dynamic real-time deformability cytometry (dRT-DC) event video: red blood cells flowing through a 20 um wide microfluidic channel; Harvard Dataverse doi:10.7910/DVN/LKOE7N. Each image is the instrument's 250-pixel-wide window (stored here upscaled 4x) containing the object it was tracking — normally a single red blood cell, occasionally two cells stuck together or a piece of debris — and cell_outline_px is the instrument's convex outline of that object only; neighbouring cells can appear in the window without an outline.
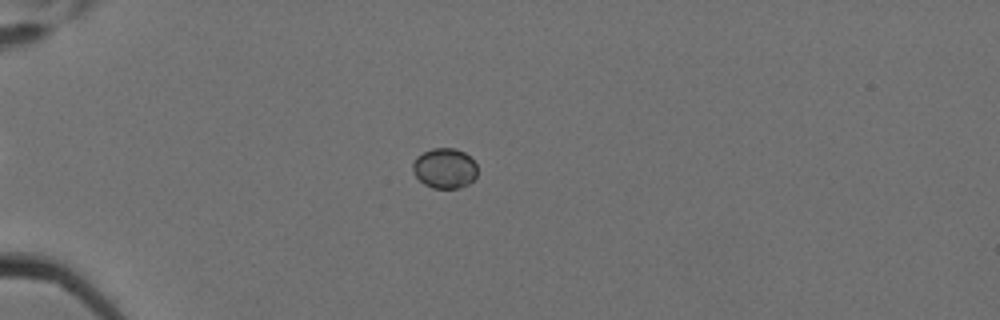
{"species": "Egyptian fruit bat (a non-hibernating species)", "species_latin": "Rousettus aegyptiacus", "temperature_condition": "cold", "stored_images_in_passage": 6, "camera_frame_rate_fps": 3000, "um_per_image_px": 0.085, "animal": {"sex": "female"}, "frame": {"image": 1, "passage_image": 4, "time_ms": 1.0, "image_size_px": [1000, 320], "cell_outline_px": [[476, 176], [468, 184], [460, 188], [432, 188], [424, 184], [412, 172], [412, 164], [416, 156], [432, 148], [456, 148], [464, 152], [476, 164]], "centroid_in_image_um": [37.77, 14.3], "position_along_channel_um": 47.2, "area_um2": 15.14}}
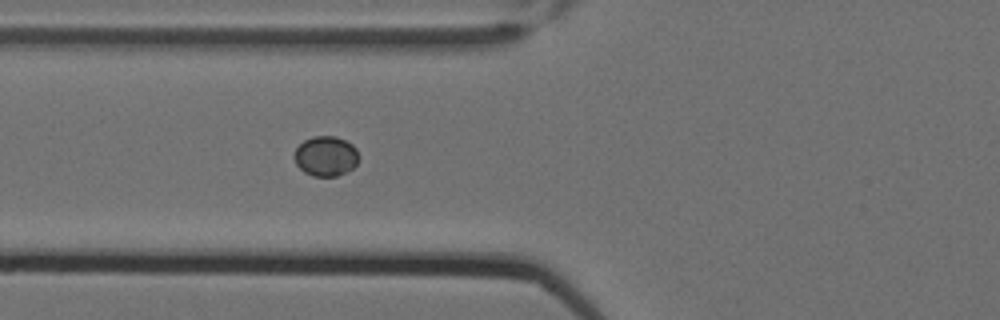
{"frame": {"image": 2, "passage_image": 6, "time_ms": 1.667, "image_size_px": [1000, 320], "cell_outline_px": [[360, 156], [356, 164], [348, 172], [336, 176], [312, 176], [304, 172], [296, 164], [292, 156], [296, 148], [304, 140], [312, 136], [336, 136], [352, 144], [356, 148]], "centroid_in_image_um": [27.69, 13.27], "position_along_channel_um": 98.1, "area_um2": 15.26}}